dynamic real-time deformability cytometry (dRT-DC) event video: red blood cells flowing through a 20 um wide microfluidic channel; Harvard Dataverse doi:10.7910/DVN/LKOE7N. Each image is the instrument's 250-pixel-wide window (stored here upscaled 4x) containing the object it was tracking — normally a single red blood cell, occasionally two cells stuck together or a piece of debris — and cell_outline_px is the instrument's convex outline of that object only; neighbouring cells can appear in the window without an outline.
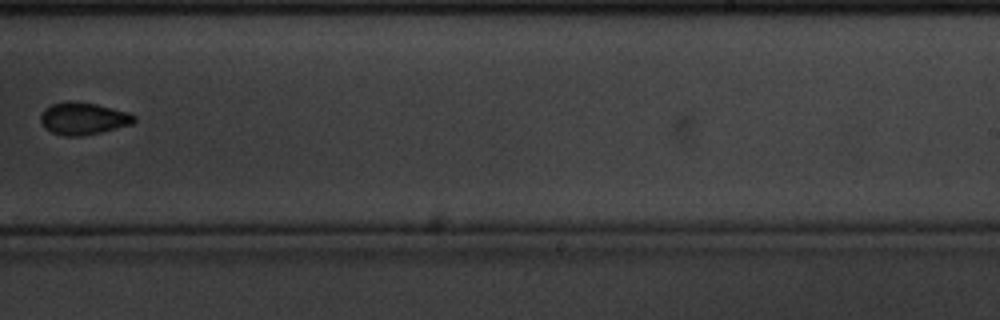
{"species": "common noctule bat (a hibernating species)", "species_latin": "Nyctalus noctula", "temperature_condition": "cold", "stored_images_in_passage": 16, "camera_frame_rate_fps": 3000, "um_per_image_px": 0.085, "animal": {"sex": "male", "body_mass_g": 20.1, "forearm_length_mm": 53.5}, "frame": {"image": 1, "passage_image": 10, "time_ms": 3.0, "image_size_px": [1000, 320], "cell_outline_px": [[136, 120], [132, 124], [84, 136], [64, 136], [52, 132], [40, 120], [40, 116], [44, 108], [52, 104], [68, 100], [72, 100], [96, 104], [128, 112], [136, 116]], "centroid_in_image_um": [7.08, 10.06], "position_along_channel_um": 281.9, "area_um2": 17.51}}
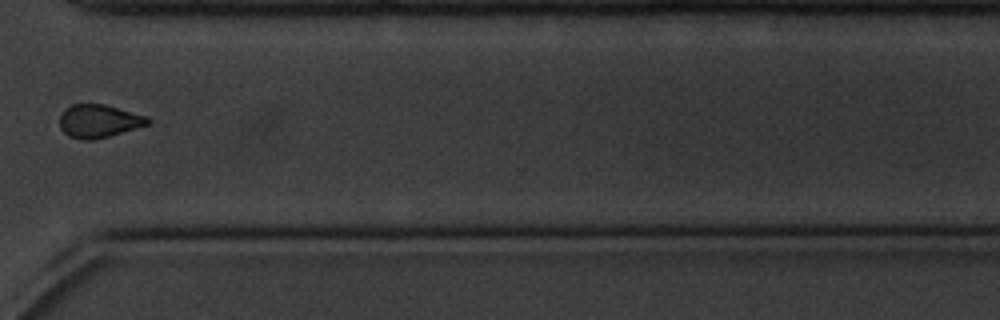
{"frame": {"image": 2, "passage_image": 12, "time_ms": 3.667, "image_size_px": [1000, 320], "cell_outline_px": [[152, 120], [148, 124], [108, 136], [92, 140], [80, 140], [68, 136], [60, 128], [60, 116], [64, 108], [72, 104], [104, 104], [148, 116]], "centroid_in_image_um": [8.38, 10.28], "position_along_channel_um": 362.2, "area_um2": 16.99}}